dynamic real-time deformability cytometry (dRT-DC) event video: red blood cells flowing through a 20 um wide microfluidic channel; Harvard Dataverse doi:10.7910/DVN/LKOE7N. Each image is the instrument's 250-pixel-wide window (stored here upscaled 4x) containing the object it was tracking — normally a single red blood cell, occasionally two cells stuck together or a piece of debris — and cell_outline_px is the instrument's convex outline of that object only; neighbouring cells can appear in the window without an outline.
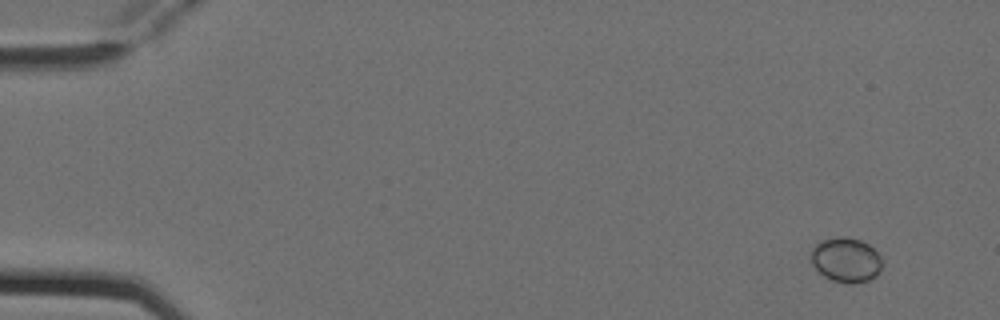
{"species": "Egyptian fruit bat (a non-hibernating species)", "species_latin": "Rousettus aegyptiacus", "temperature_condition": "cold", "stored_images_in_passage": 7, "camera_frame_rate_fps": 3000, "um_per_image_px": 0.085, "animal": {"sex": "female"}, "frame": {"image": 1, "passage_image": 1, "time_ms": 0.0, "image_size_px": [1000, 320], "cell_outline_px": [[884, 264], [880, 272], [876, 276], [868, 280], [852, 284], [832, 280], [824, 276], [812, 264], [812, 248], [816, 244], [824, 240], [836, 236], [848, 236], [860, 240], [868, 244], [880, 256]], "centroid_in_image_um": [71.95, 22.09], "position_along_channel_um": 13.1, "area_um2": 18.55}}
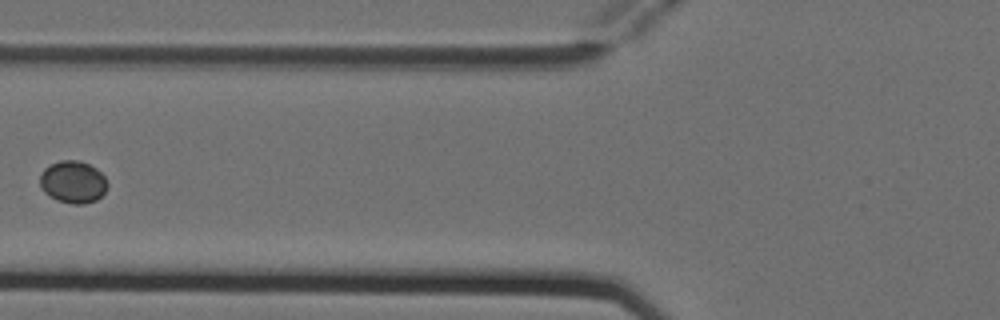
{"frame": {"image": 2, "passage_image": 6, "time_ms": 1.667, "image_size_px": [1000, 320], "cell_outline_px": [[108, 188], [96, 200], [84, 204], [72, 204], [56, 200], [48, 196], [40, 188], [40, 172], [44, 168], [60, 160], [80, 160], [96, 168], [104, 176], [108, 184]], "centroid_in_image_um": [6.19, 15.47], "position_along_channel_um": 119.6, "area_um2": 16.82}}
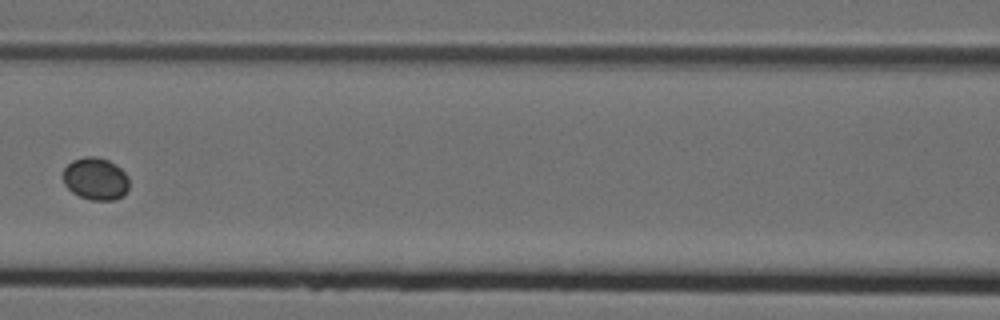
{"frame": {"image": 3, "passage_image": 7, "time_ms": 2.0, "image_size_px": [1000, 320], "cell_outline_px": [[128, 188], [124, 196], [112, 200], [92, 200], [80, 196], [72, 192], [64, 184], [64, 168], [72, 160], [84, 156], [96, 156], [108, 160], [116, 164], [128, 176]], "centroid_in_image_um": [8.13, 15.19], "position_along_channel_um": 158.5, "area_um2": 16.36}}